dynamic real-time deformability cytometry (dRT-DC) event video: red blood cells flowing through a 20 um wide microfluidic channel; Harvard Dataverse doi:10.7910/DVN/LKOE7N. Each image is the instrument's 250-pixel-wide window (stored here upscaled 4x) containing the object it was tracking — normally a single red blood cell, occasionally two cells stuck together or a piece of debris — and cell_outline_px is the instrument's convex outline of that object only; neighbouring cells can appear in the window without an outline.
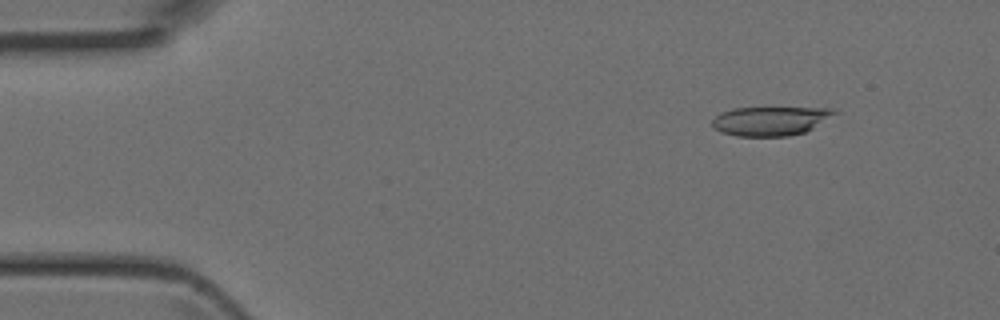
{"species": "Egyptian fruit bat (a non-hibernating species)", "species_latin": "Rousettus aegyptiacus", "temperature_condition": "room temperature", "stored_images_in_passage": 4, "camera_frame_rate_fps": 3000, "um_per_image_px": 0.085, "animal": {"sex": "female"}, "frame": {"image": 1, "passage_image": 2, "time_ms": 0.333, "image_size_px": [1000, 320], "cell_outline_px": [[836, 112], [812, 128], [804, 132], [788, 136], [736, 136], [720, 132], [712, 124], [712, 120], [720, 112], [732, 108], [828, 108]], "centroid_in_image_um": [65.39, 10.28], "position_along_channel_um": 19.6, "area_um2": 20.29}}